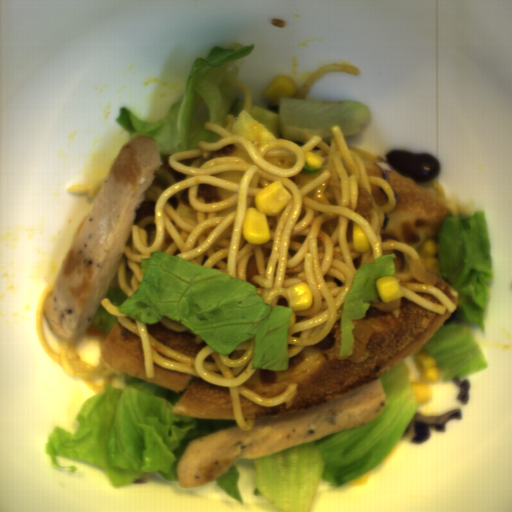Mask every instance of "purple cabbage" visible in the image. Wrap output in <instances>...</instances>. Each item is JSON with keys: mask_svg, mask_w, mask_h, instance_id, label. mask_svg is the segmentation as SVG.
Wrapping results in <instances>:
<instances>
[{"mask_svg": "<svg viewBox=\"0 0 512 512\" xmlns=\"http://www.w3.org/2000/svg\"><path fill=\"white\" fill-rule=\"evenodd\" d=\"M462 412L460 409H454L447 413L425 416L419 411H415L410 423L400 439L413 443L428 442L433 432L440 434L446 433V425L449 419H460Z\"/></svg>", "mask_w": 512, "mask_h": 512, "instance_id": "c1f60e8f", "label": "purple cabbage"}]
</instances>
